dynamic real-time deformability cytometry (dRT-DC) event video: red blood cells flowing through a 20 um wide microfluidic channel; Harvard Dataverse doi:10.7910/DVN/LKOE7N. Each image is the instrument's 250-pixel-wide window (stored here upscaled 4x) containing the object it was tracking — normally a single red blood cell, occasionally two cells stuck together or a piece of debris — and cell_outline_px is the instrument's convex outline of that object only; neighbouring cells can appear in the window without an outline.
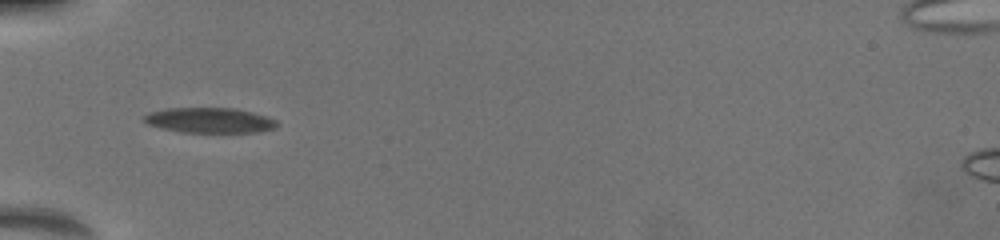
{"species": "common noctule bat (a hibernating species)", "species_latin": "Nyctalus noctula", "temperature_condition": "warm", "stored_images_in_passage": 2, "camera_frame_rate_fps": 3000, "um_per_image_px": 0.085, "animal": {"sex": "female", "body_mass_g": 19.5, "forearm_length_mm": 54.1}, "frame": {"image": 1, "passage_image": 1, "time_ms": 0.0, "image_size_px": [1000, 240], "cell_outline_px": [[276, 124], [272, 128], [252, 132], [184, 132], [164, 128], [148, 124], [144, 120], [144, 116], [152, 112], [168, 108], [236, 108], [252, 112], [276, 120]], "centroid_in_image_um": [17.8, 10.21], "position_along_channel_um": 67.2, "area_um2": 18.96}}